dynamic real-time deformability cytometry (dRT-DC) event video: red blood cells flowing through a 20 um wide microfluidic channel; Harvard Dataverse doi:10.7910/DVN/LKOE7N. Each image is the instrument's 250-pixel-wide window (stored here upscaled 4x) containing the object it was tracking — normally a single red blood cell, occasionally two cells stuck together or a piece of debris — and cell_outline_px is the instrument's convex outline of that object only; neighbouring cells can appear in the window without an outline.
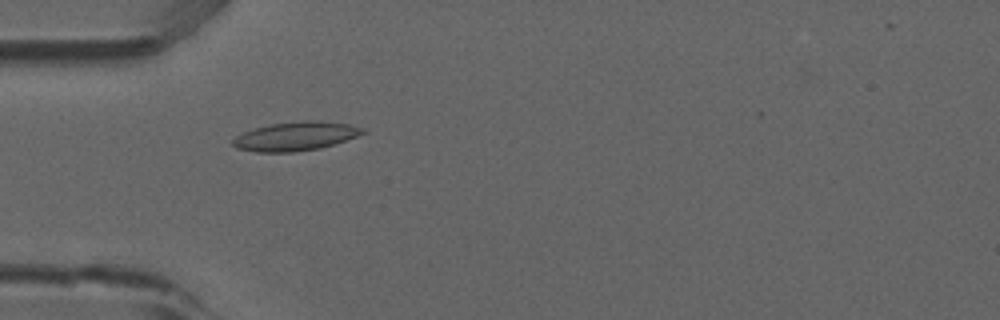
{"species": "common noctule bat (a hibernating species)", "species_latin": "Nyctalus noctula", "temperature_condition": "room temperature", "stored_images_in_passage": 4, "camera_frame_rate_fps": 3000, "um_per_image_px": 0.085, "animal": {"sex": "male", "forearm_length_mm": 52.5}, "frame": {"image": 1, "passage_image": 1, "time_ms": 0.0, "image_size_px": [1000, 320], "cell_outline_px": [[368, 132], [320, 148], [292, 152], [256, 152], [236, 148], [232, 144], [232, 140], [236, 136], [244, 132], [256, 128], [272, 124], [304, 120], [316, 120], [348, 124], [364, 128]], "centroid_in_image_um": [25.12, 11.58], "position_along_channel_um": 59.9, "area_um2": 21.62}}
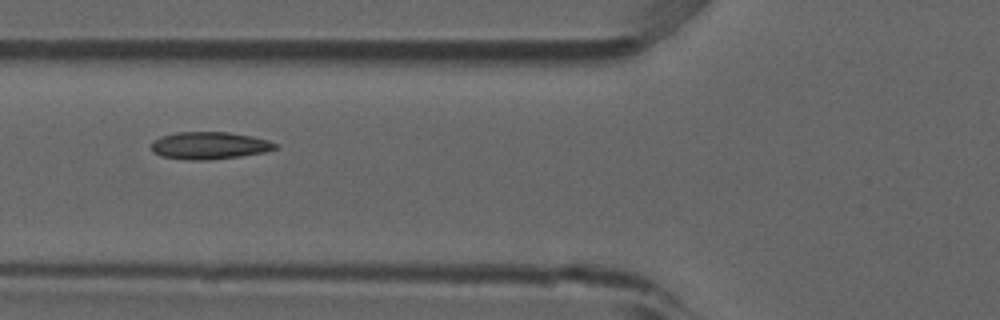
{"frame": {"image": 2, "passage_image": 2, "time_ms": 0.333, "image_size_px": [1000, 320], "cell_outline_px": [[280, 144], [276, 148], [264, 152], [240, 156], [208, 160], [188, 160], [160, 156], [152, 152], [152, 140], [176, 132], [228, 132], [252, 136], [268, 140]], "centroid_in_image_um": [17.8, 12.37], "position_along_channel_um": 108.0, "area_um2": 19.77}}
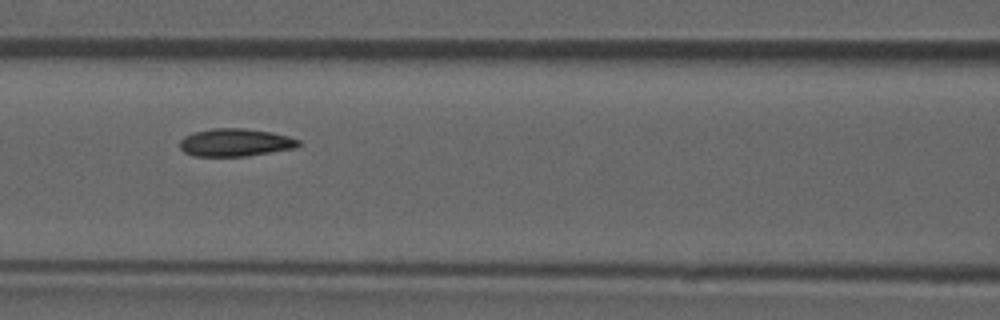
{"frame": {"image": 3, "passage_image": 3, "time_ms": 0.667, "image_size_px": [1000, 320], "cell_outline_px": [[300, 144], [296, 148], [248, 156], [192, 156], [184, 152], [180, 148], [180, 140], [184, 136], [192, 132], [212, 128], [244, 128], [272, 132], [288, 136], [300, 140]], "centroid_in_image_um": [19.99, 12.11], "position_along_channel_um": 146.6, "area_um2": 19.42}}